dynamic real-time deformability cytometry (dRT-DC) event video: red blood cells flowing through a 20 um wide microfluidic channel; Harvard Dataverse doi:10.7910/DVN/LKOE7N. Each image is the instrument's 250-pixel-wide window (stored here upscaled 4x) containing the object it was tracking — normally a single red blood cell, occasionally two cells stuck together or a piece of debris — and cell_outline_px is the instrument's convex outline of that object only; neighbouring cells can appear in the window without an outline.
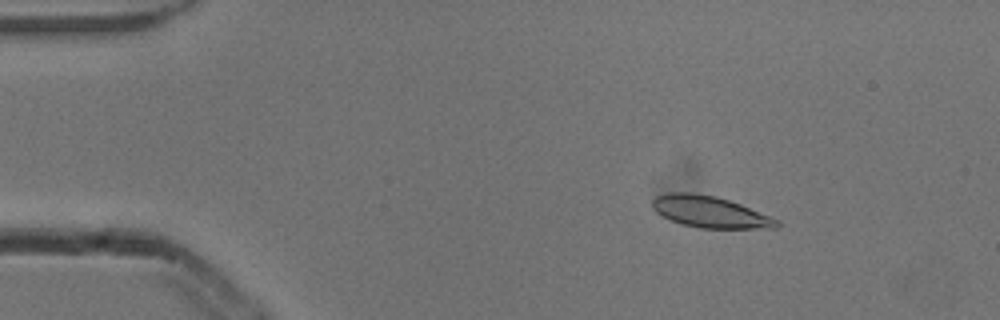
{"species": "common noctule bat (a hibernating species)", "species_latin": "Nyctalus noctula", "temperature_condition": "cold", "stored_images_in_passage": 4, "camera_frame_rate_fps": 3000, "um_per_image_px": 0.085, "animal": {"sex": "male", "body_mass_g": 13.3}, "frame": {"image": 1, "passage_image": 2, "time_ms": 0.333, "image_size_px": [1000, 320], "cell_outline_px": [[780, 224], [776, 228], [700, 228], [680, 224], [668, 220], [660, 216], [652, 208], [652, 200], [656, 196], [668, 192], [692, 192], [716, 196], [740, 204], [780, 220]], "centroid_in_image_um": [60.3, 18.01], "position_along_channel_um": 24.7, "area_um2": 23.06}}